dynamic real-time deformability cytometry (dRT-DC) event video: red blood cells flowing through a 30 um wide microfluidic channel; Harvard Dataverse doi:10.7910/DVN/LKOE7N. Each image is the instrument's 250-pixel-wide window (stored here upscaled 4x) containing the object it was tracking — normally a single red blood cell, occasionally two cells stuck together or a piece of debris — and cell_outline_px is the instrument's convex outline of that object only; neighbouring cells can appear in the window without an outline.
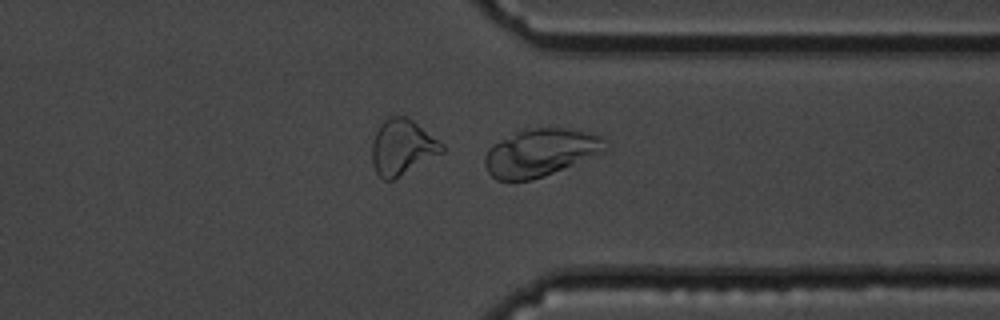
{"species": "common noctule bat (a hibernating species)", "species_latin": "Nyctalus noctula", "temperature_condition": "cold", "stored_images_in_passage": 43, "camera_frame_rate_fps": 3000, "um_per_image_px": 0.085, "animal": {"sex": "male", "body_mass_g": 19.5, "forearm_length_mm": 54.6}, "frame": {"image": 1, "passage_image": 43, "time_ms": 14.0, "image_size_px": [1000, 320], "cell_outline_px": [[608, 148], [604, 152], [544, 176], [532, 180], [496, 180], [488, 172], [484, 164], [484, 156], [488, 148], [492, 144], [516, 132], [532, 128], [564, 128], [604, 136]], "centroid_in_image_um": [45.94, 12.97], "position_along_channel_um": 365.5, "area_um2": 33.29}, "authors_computed_cell_mechanics": {"area_um2": 21.675, "velocity_mm_per_s": 3.6016, "shape_relaxation_time_tau1_ms": null, "shape_relaxation_time_tau2_ms": 2.1058, "deformation_change_tau1": null, "deformation_change_tau2": 0.0772}}